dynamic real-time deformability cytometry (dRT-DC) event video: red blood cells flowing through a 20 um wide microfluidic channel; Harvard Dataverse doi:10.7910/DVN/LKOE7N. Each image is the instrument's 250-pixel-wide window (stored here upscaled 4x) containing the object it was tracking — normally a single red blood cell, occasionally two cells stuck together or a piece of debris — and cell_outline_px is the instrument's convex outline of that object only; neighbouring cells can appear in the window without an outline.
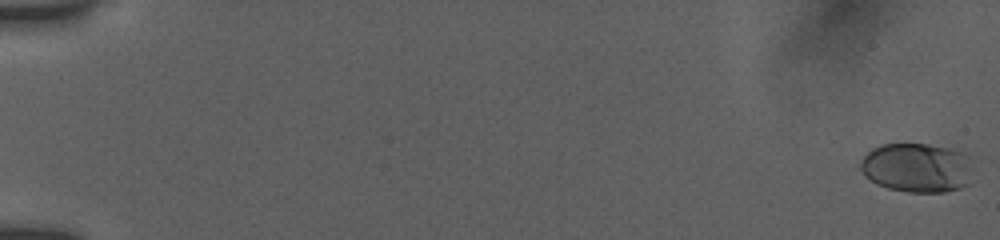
{"species": "human", "species_latin": "Homo sapiens", "temperature_condition": "room temperature", "stored_images_in_passage": 55, "camera_frame_rate_fps": 3000, "um_per_image_px": 0.085, "donor": {"sex": "female"}, "frame": {"image": 1, "passage_image": 1, "time_ms": 0.0, "image_size_px": [1000, 240], "cell_outline_px": [[968, 184], [960, 188], [944, 192], [908, 192], [888, 188], [876, 184], [864, 176], [856, 168], [856, 164], [872, 148], [880, 144], [928, 144], [948, 148], [964, 152], [968, 168]], "centroid_in_image_um": [77.8, 14.25], "position_along_channel_um": 7.2, "area_um2": 32.31}}
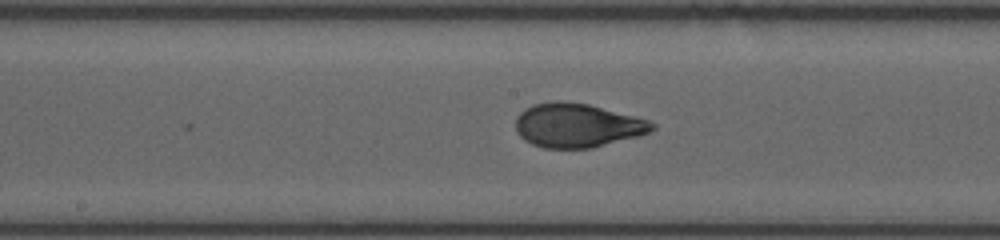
{"frame": {"image": 2, "passage_image": 31, "time_ms": 10.0, "image_size_px": [1000, 240], "cell_outline_px": [[656, 128], [640, 136], [592, 148], [544, 148], [532, 144], [524, 140], [516, 132], [516, 116], [524, 108], [532, 104], [556, 100], [560, 100], [588, 104], [636, 116], [648, 120], [656, 124]], "centroid_in_image_um": [49.06, 10.65], "position_along_channel_um": 199.1, "area_um2": 35.32}}
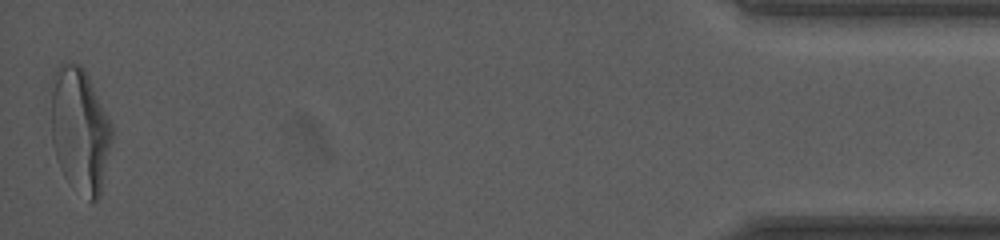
{"frame": {"image": 3, "passage_image": 55, "time_ms": 18.0, "image_size_px": [1000, 240], "cell_outline_px": [[112, 136], [100, 196], [96, 200], [88, 200], [64, 176], [60, 168], [56, 156], [52, 140], [52, 76], [56, 68], [60, 64], [80, 64], [88, 76], [112, 124]], "centroid_in_image_um": [6.79, 11.04], "position_along_channel_um": 428.4, "area_um2": 43.58}, "authors_computed_cell_mechanics": {"area_um2": 34.391, "velocity_mm_per_s": 3.8777, "shape_relaxation_time_tau1_ms": 5.1963, "shape_relaxation_time_tau2_ms": 0.6846, "deformation_change_tau1": 0.213, "deformation_change_tau2": 0.0658}}